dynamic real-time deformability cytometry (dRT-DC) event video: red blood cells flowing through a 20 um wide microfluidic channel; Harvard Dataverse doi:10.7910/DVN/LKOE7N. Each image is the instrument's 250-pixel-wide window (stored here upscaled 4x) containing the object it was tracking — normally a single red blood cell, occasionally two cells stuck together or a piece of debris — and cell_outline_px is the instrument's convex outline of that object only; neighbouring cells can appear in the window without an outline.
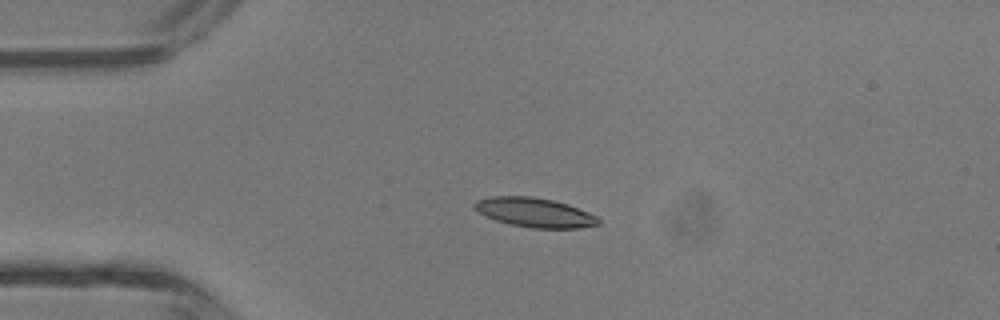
{"species": "common noctule bat (a hibernating species)", "species_latin": "Nyctalus noctula", "temperature_condition": "room temperature", "stored_images_in_passage": 2, "camera_frame_rate_fps": 3000, "um_per_image_px": 0.085, "animal": {"sex": "male", "body_mass_g": 13.3}, "frame": {"image": 1, "passage_image": 1, "time_ms": 0.0, "image_size_px": [1000, 320], "cell_outline_px": [[600, 224], [580, 228], [532, 228], [512, 224], [496, 220], [484, 216], [472, 204], [476, 200], [492, 196], [532, 196], [552, 200], [568, 204], [588, 212], [596, 216], [600, 220]], "centroid_in_image_um": [45.45, 18.06], "position_along_channel_um": 39.5, "area_um2": 21.1}}